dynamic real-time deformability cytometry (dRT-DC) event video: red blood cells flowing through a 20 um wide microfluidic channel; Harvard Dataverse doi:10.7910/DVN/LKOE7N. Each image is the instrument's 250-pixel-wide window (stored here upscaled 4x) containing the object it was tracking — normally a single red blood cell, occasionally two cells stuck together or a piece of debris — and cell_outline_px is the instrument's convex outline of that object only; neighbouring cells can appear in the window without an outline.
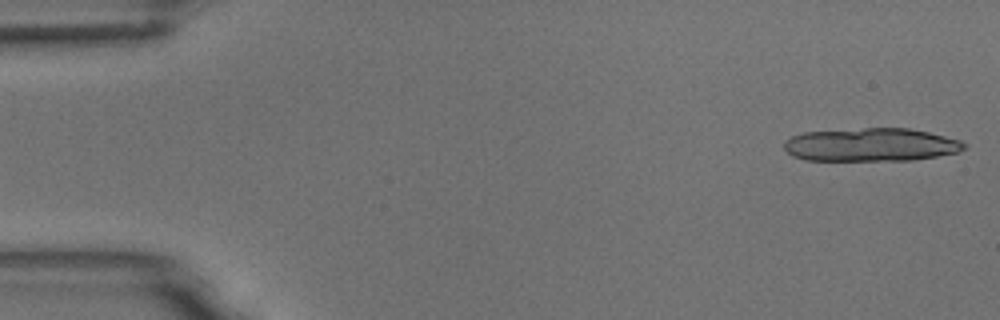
{"species": "common noctule bat (a hibernating species)", "species_latin": "Nyctalus noctula", "temperature_condition": "room temperature", "stored_images_in_passage": 5, "camera_frame_rate_fps": 3000, "um_per_image_px": 0.085, "animal": {"sex": "male", "body_mass_g": 18.8}, "frame": {"image": 1, "passage_image": 1, "time_ms": 0.0, "image_size_px": [1000, 320], "cell_outline_px": [[968, 144], [964, 148], [956, 152], [936, 156], [912, 160], [808, 160], [792, 156], [784, 148], [784, 140], [792, 136], [804, 132], [864, 128], [908, 128], [928, 132], [960, 140]], "centroid_in_image_um": [74.01, 12.3], "position_along_channel_um": 11.0, "area_um2": 34.74}}